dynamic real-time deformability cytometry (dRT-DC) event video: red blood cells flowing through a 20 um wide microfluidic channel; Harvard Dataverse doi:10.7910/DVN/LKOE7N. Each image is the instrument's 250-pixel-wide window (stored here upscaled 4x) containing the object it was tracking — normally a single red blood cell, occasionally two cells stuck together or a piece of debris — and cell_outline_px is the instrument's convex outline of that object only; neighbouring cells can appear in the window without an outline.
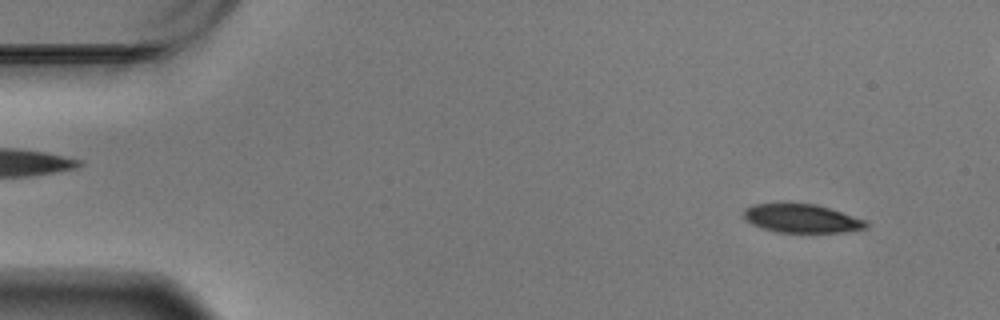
{"species": "Egyptian fruit bat (a non-hibernating species)", "species_latin": "Rousettus aegyptiacus", "temperature_condition": "warm", "stored_images_in_passage": 59, "camera_frame_rate_fps": 3000, "um_per_image_px": 0.085, "animal": {"sex": "male"}, "frame": {"image": 1, "passage_image": 5, "time_ms": 1.333, "image_size_px": [1000, 320], "cell_outline_px": [[868, 228], [844, 232], [776, 232], [752, 224], [744, 220], [744, 208], [752, 204], [780, 200], [784, 200], [816, 204], [868, 220]], "centroid_in_image_um": [68.1, 18.51], "position_along_channel_um": 16.9, "area_um2": 21.33}}
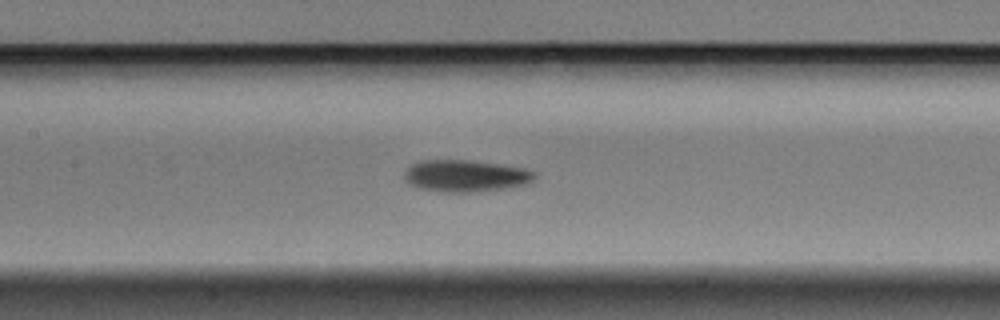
{"frame": {"image": 2, "passage_image": 27, "time_ms": 8.667, "image_size_px": [1000, 320], "cell_outline_px": [[536, 180], [528, 184], [504, 188], [468, 192], [444, 192], [420, 188], [408, 184], [404, 180], [404, 168], [408, 164], [420, 160], [472, 160], [528, 168], [536, 172]], "centroid_in_image_um": [39.56, 14.93], "position_along_channel_um": 167.8, "area_um2": 24.68}}
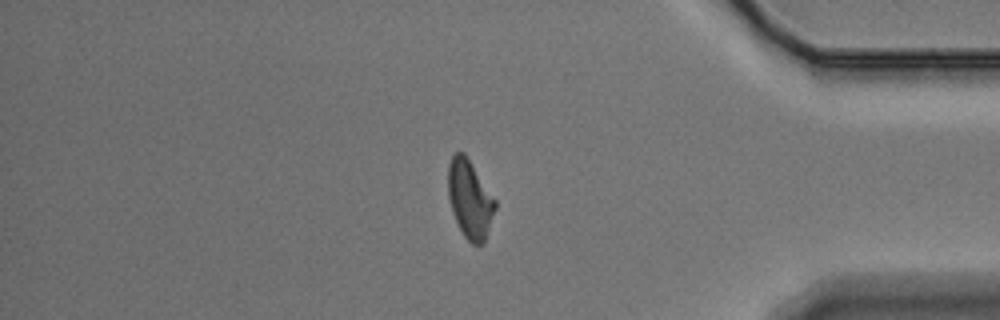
{"frame": {"image": 3, "passage_image": 49, "time_ms": 16.0, "image_size_px": [1000, 320], "cell_outline_px": [[496, 208], [484, 244], [472, 244], [464, 236], [452, 212], [448, 196], [448, 164], [452, 156], [456, 152], [464, 152], [496, 200]], "centroid_in_image_um": [39.94, 16.93], "position_along_channel_um": 395.3, "area_um2": 21.39}, "authors_computed_cell_mechanics": {"area_um2": 22.3108, "velocity_mm_per_s": 3.4682, "shape_relaxation_time_tau1_ms": 4.1206, "shape_relaxation_time_tau2_ms": 8.142, "deformation_change_tau1": 0.1682, "deformation_change_tau2": 0.1741}}